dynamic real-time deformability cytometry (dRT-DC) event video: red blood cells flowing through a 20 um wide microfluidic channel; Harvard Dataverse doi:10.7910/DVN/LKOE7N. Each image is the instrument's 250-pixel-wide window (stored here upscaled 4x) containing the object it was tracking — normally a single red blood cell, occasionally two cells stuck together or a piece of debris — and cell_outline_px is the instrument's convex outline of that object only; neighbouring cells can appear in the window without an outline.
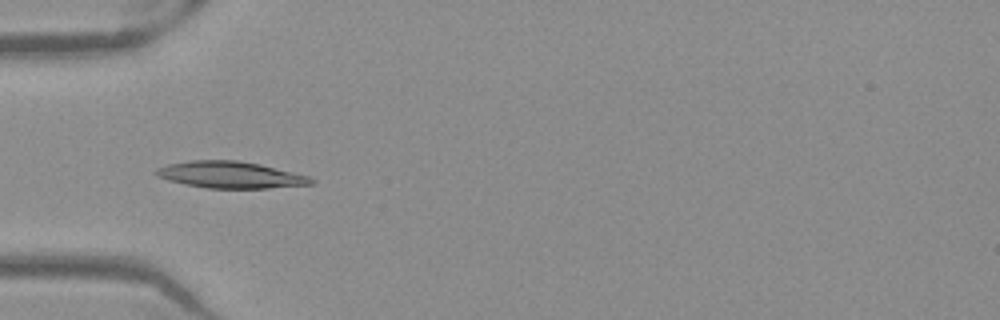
{"species": "Egyptian fruit bat (a non-hibernating species)", "species_latin": "Rousettus aegyptiacus", "temperature_condition": "warm", "stored_images_in_passage": 51, "camera_frame_rate_fps": 3000, "um_per_image_px": 0.085, "frame": {"image": 1, "passage_image": 16, "time_ms": 5.0, "image_size_px": [1000, 320], "cell_outline_px": [[316, 180], [312, 184], [268, 188], [208, 188], [184, 184], [168, 180], [156, 176], [152, 172], [156, 168], [168, 164], [192, 160], [236, 160], [260, 164], [308, 176]], "centroid_in_image_um": [19.54, 14.86], "position_along_channel_um": 65.5, "area_um2": 24.04}}
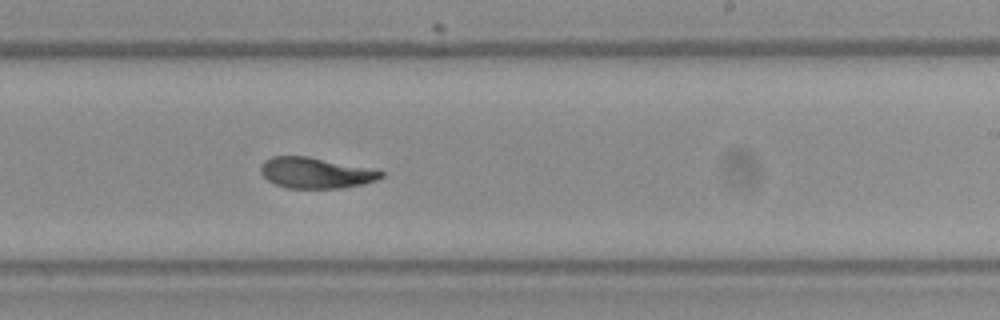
{"frame": {"image": 2, "passage_image": 31, "time_ms": 10.0, "image_size_px": [1000, 320], "cell_outline_px": [[384, 176], [376, 180], [364, 184], [340, 188], [288, 188], [276, 184], [268, 180], [260, 172], [260, 164], [264, 160], [272, 156], [308, 156], [372, 168], [384, 172]], "centroid_in_image_um": [26.84, 14.68], "position_along_channel_um": 262.2, "area_um2": 21.73}}
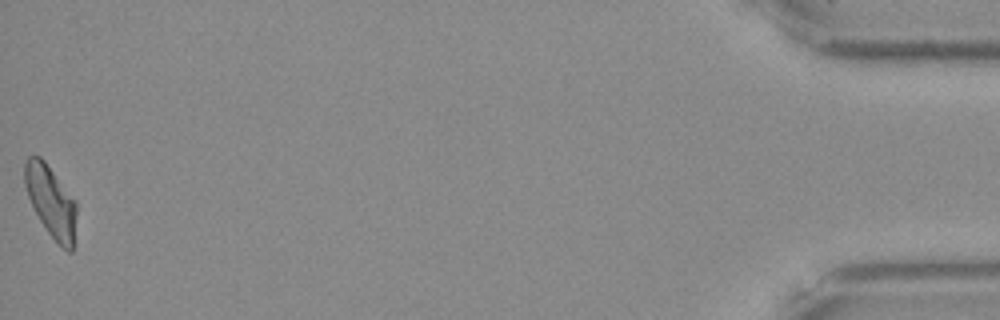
{"frame": {"image": 3, "passage_image": 51, "time_ms": 16.667, "image_size_px": [1000, 320], "cell_outline_px": [[76, 212], [72, 252], [68, 252], [48, 232], [40, 220], [28, 196], [24, 184], [24, 164], [28, 156], [40, 156], [44, 160], [76, 200]], "centroid_in_image_um": [4.32, 17.07], "position_along_channel_um": 430.9, "area_um2": 21.21}, "authors_computed_cell_mechanics": {"area_um2": 22.4842, "velocity_mm_per_s": 3.9568, "shape_relaxation_time_tau1_ms": 5.2145, "shape_relaxation_time_tau2_ms": 2.3548, "deformation_change_tau1": 0.1781, "deformation_change_tau2": 0.0747}}